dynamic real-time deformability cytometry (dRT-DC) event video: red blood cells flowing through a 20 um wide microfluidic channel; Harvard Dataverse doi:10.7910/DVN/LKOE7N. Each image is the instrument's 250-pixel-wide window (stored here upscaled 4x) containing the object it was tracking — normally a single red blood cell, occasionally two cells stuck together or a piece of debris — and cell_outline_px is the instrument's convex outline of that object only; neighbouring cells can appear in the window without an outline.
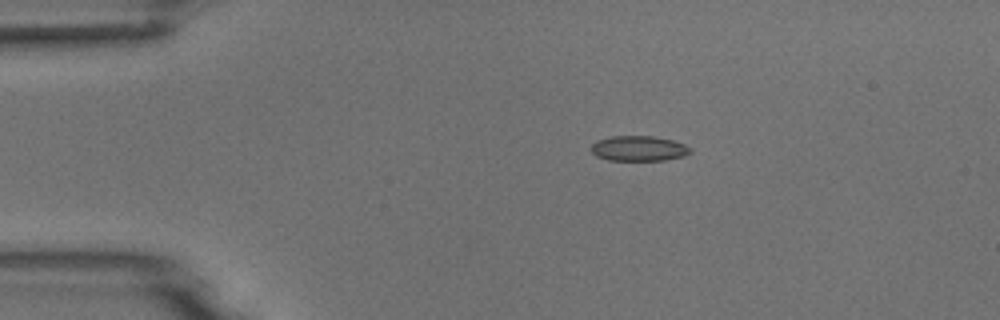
{"species": "common noctule bat (a hibernating species)", "species_latin": "Nyctalus noctula", "temperature_condition": "room temperature", "stored_images_in_passage": 14, "camera_frame_rate_fps": 3000, "um_per_image_px": 0.085, "animal": {"sex": "male", "body_mass_g": 18.8}, "frame": {"image": 1, "passage_image": 3, "time_ms": 2.333, "image_size_px": [1000, 320], "cell_outline_px": [[692, 152], [684, 156], [664, 160], [608, 160], [596, 156], [592, 152], [592, 144], [596, 140], [612, 136], [652, 136], [672, 140], [684, 144], [692, 148]], "centroid_in_image_um": [54.3, 12.62], "position_along_channel_um": 30.7, "area_um2": 14.57}}
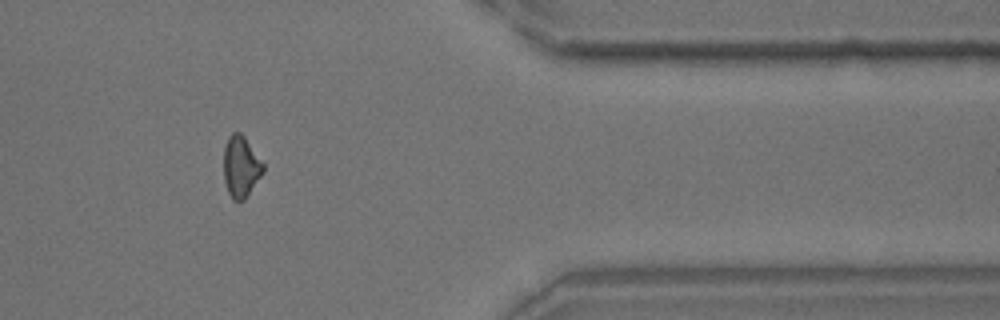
{"frame": {"image": 2, "passage_image": 12, "time_ms": 13.667, "image_size_px": [1000, 320], "cell_outline_px": [[264, 172], [244, 200], [232, 200], [228, 192], [224, 180], [224, 148], [228, 136], [232, 132], [240, 132], [244, 136], [264, 164]], "centroid_in_image_um": [20.47, 14.16], "position_along_channel_um": 390.9, "area_um2": 14.1}}